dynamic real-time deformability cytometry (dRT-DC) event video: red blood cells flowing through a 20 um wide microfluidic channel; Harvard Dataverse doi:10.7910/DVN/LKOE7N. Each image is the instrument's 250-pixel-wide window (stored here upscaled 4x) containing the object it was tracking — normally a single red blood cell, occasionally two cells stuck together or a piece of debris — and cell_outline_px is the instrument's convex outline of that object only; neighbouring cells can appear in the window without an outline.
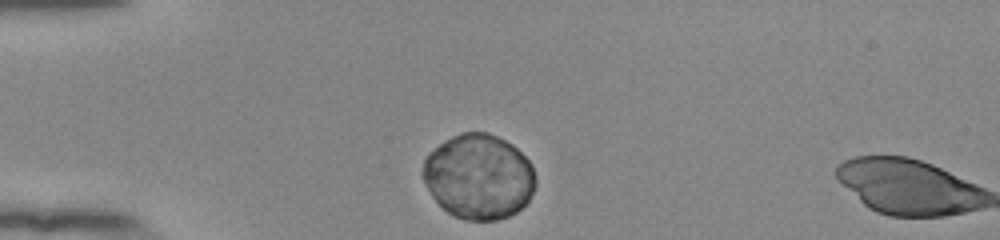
{"species": "human", "species_latin": "Homo sapiens", "temperature_condition": "room temperature", "stored_images_in_passage": 2, "camera_frame_rate_fps": 3000, "um_per_image_px": 0.085, "donor": {"sex": "female"}, "frame": {"image": 1, "passage_image": 1, "time_ms": 0.0, "image_size_px": [1000, 240], "cell_outline_px": [[536, 184], [528, 200], [516, 212], [508, 216], [496, 220], [464, 220], [452, 216], [432, 196], [420, 172], [424, 160], [444, 140], [452, 136], [464, 132], [488, 132], [512, 144], [528, 160], [536, 176]], "centroid_in_image_um": [40.69, 15.02], "position_along_channel_um": 44.3, "area_um2": 55.55}}